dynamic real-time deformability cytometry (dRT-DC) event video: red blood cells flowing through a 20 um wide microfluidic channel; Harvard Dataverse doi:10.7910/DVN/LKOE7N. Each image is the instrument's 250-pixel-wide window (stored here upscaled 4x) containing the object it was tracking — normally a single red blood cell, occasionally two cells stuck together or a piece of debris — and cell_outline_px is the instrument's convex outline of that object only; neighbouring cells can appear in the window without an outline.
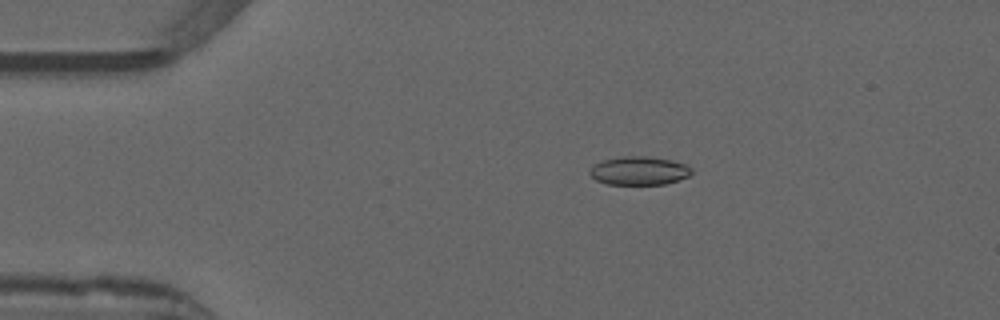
{"species": "common noctule bat (a hibernating species)", "species_latin": "Nyctalus noctula", "temperature_condition": "warm", "stored_images_in_passage": 53, "camera_frame_rate_fps": 3000, "um_per_image_px": 0.085, "animal": {"sex": "male", "forearm_length_mm": 52.5}, "frame": {"image": 1, "passage_image": 10, "time_ms": 3.0, "image_size_px": [1000, 320], "cell_outline_px": [[692, 172], [688, 176], [680, 180], [664, 184], [608, 184], [596, 180], [588, 172], [592, 164], [604, 160], [624, 156], [644, 156], [672, 160], [684, 164], [692, 168]], "centroid_in_image_um": [54.31, 14.51], "position_along_channel_um": 30.7, "area_um2": 16.88}}
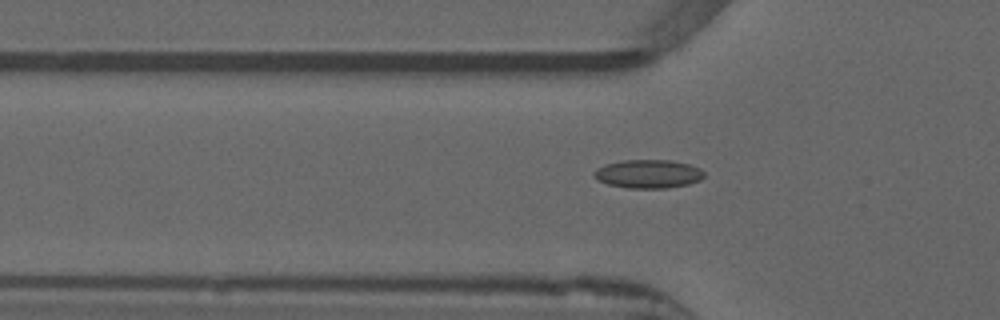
{"frame": {"image": 2, "passage_image": 17, "time_ms": 5.333, "image_size_px": [1000, 320], "cell_outline_px": [[704, 176], [700, 180], [688, 184], [668, 188], [628, 188], [608, 184], [596, 180], [592, 176], [592, 172], [596, 168], [604, 164], [624, 160], [668, 160], [688, 164], [700, 168], [704, 172]], "centroid_in_image_um": [55.05, 14.78], "position_along_channel_um": 70.7, "area_um2": 18.44}}
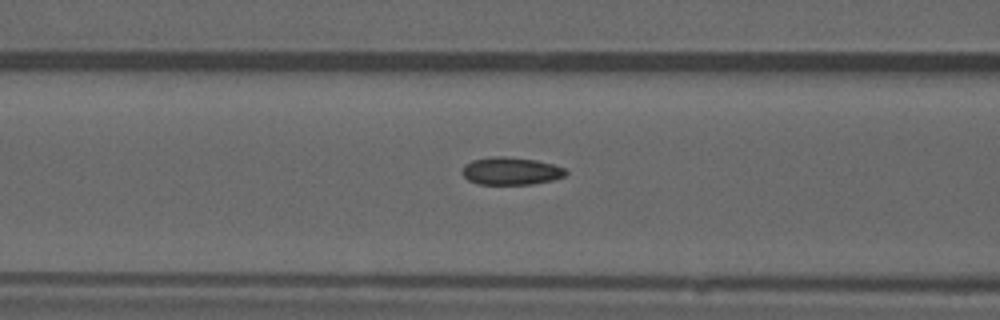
{"frame": {"image": 3, "passage_image": 21, "time_ms": 6.667, "image_size_px": [1000, 320], "cell_outline_px": [[568, 172], [564, 176], [552, 180], [532, 184], [476, 184], [468, 180], [460, 172], [464, 164], [472, 160], [492, 156], [504, 156], [536, 160], [552, 164], [564, 168]], "centroid_in_image_um": [43.38, 14.53], "position_along_channel_um": 123.2, "area_um2": 16.76}, "authors_computed_cell_mechanics": {"area_um2": 16.5886, "velocity_mm_per_s": 3.8904, "shape_relaxation_time_tau1_ms": null, "shape_relaxation_time_tau2_ms": 1.3641, "deformation_change_tau1": null, "deformation_change_tau2": 0.0608}}